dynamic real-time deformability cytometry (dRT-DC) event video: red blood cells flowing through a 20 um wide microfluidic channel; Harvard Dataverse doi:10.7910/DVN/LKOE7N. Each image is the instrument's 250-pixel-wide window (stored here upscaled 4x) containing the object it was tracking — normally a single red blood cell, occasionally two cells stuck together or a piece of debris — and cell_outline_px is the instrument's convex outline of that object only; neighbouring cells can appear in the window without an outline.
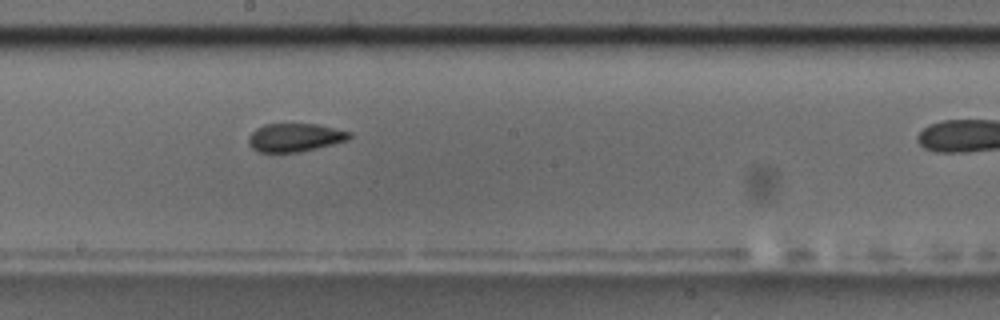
{"species": "common noctule bat (a hibernating species)", "species_latin": "Nyctalus noctula", "temperature_condition": "room temperature", "stored_images_in_passage": 12, "camera_frame_rate_fps": 3000, "um_per_image_px": 0.085, "animal": {"sex": "male", "body_mass_g": 17.5, "forearm_length_mm": 52.3}, "frame": {"image": 1, "passage_image": 7, "time_ms": 7.667, "image_size_px": [1000, 320], "cell_outline_px": [[352, 136], [348, 140], [300, 152], [260, 152], [252, 148], [248, 144], [248, 136], [256, 128], [264, 124], [316, 124], [352, 132]], "centroid_in_image_um": [25.05, 11.68], "position_along_channel_um": 223.1, "area_um2": 16.65}, "authors_computed_cell_mechanics": {"area_um2": 17.34, "velocity_mm_per_s": 3.5408, "shape_relaxation_time_tau1_ms": null, "shape_relaxation_time_tau2_ms": 2.0143, "deformation_change_tau1": null, "deformation_change_tau2": 0.0596}}